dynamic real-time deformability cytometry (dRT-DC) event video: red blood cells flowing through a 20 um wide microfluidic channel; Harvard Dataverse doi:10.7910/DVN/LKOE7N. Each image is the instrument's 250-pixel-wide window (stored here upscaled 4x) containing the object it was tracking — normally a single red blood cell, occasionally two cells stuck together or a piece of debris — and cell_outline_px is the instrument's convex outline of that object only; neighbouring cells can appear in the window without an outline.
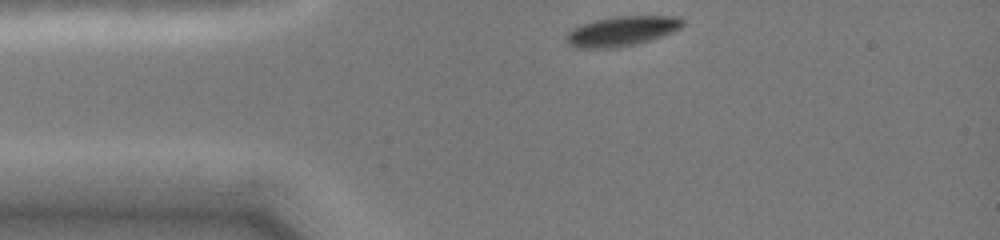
{"species": "common noctule bat (a hibernating species)", "species_latin": "Nyctalus noctula", "temperature_condition": "cold", "stored_images_in_passage": 2, "camera_frame_rate_fps": 3000, "um_per_image_px": 0.085, "animal": {"sex": "female", "body_mass_g": 19.0, "forearm_length_mm": 51.5}, "frame": {"image": 1, "passage_image": 1, "time_ms": 0.0, "image_size_px": [1000, 240], "cell_outline_px": [[684, 24], [680, 28], [672, 32], [648, 40], [632, 44], [612, 48], [576, 48], [568, 44], [564, 36], [572, 28], [580, 24], [596, 20], [616, 16], [680, 16], [684, 20]], "centroid_in_image_um": [52.82, 2.63], "position_along_channel_um": 32.2, "area_um2": 20.11}}